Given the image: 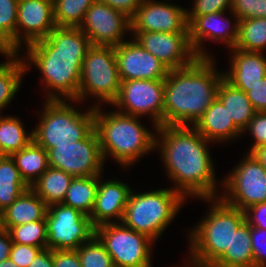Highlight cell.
<instances>
[{"label": "cell", "instance_id": "1", "mask_svg": "<svg viewBox=\"0 0 266 267\" xmlns=\"http://www.w3.org/2000/svg\"><path fill=\"white\" fill-rule=\"evenodd\" d=\"M156 134L155 146L161 151L168 178L175 182L173 189L184 198L218 197L210 141L193 126H160Z\"/></svg>", "mask_w": 266, "mask_h": 267}, {"label": "cell", "instance_id": "2", "mask_svg": "<svg viewBox=\"0 0 266 267\" xmlns=\"http://www.w3.org/2000/svg\"><path fill=\"white\" fill-rule=\"evenodd\" d=\"M91 46L79 27L57 26L46 38L26 46V68L34 64L42 73L49 92L46 100L77 99L82 63Z\"/></svg>", "mask_w": 266, "mask_h": 267}, {"label": "cell", "instance_id": "3", "mask_svg": "<svg viewBox=\"0 0 266 267\" xmlns=\"http://www.w3.org/2000/svg\"><path fill=\"white\" fill-rule=\"evenodd\" d=\"M216 70L213 57L169 70L164 79L163 126H193L197 122L217 97L224 72Z\"/></svg>", "mask_w": 266, "mask_h": 267}, {"label": "cell", "instance_id": "4", "mask_svg": "<svg viewBox=\"0 0 266 267\" xmlns=\"http://www.w3.org/2000/svg\"><path fill=\"white\" fill-rule=\"evenodd\" d=\"M100 107V104L94 106V129L104 160L111 155L119 164L127 167L144 154L156 150V134L140 124V117L119 111L102 113Z\"/></svg>", "mask_w": 266, "mask_h": 267}, {"label": "cell", "instance_id": "5", "mask_svg": "<svg viewBox=\"0 0 266 267\" xmlns=\"http://www.w3.org/2000/svg\"><path fill=\"white\" fill-rule=\"evenodd\" d=\"M203 200L210 202L212 207L189 233V260L195 264H214L232 246L233 234L246 221L245 212L220 197Z\"/></svg>", "mask_w": 266, "mask_h": 267}, {"label": "cell", "instance_id": "6", "mask_svg": "<svg viewBox=\"0 0 266 267\" xmlns=\"http://www.w3.org/2000/svg\"><path fill=\"white\" fill-rule=\"evenodd\" d=\"M173 188L131 193L121 223L150 239L157 240L185 201Z\"/></svg>", "mask_w": 266, "mask_h": 267}, {"label": "cell", "instance_id": "7", "mask_svg": "<svg viewBox=\"0 0 266 267\" xmlns=\"http://www.w3.org/2000/svg\"><path fill=\"white\" fill-rule=\"evenodd\" d=\"M66 100H46L33 140L46 151L84 139L94 129V105L80 113Z\"/></svg>", "mask_w": 266, "mask_h": 267}, {"label": "cell", "instance_id": "8", "mask_svg": "<svg viewBox=\"0 0 266 267\" xmlns=\"http://www.w3.org/2000/svg\"><path fill=\"white\" fill-rule=\"evenodd\" d=\"M120 86L115 47L92 45L82 63L78 96L74 102H81L91 95L100 103L112 105L118 98Z\"/></svg>", "mask_w": 266, "mask_h": 267}, {"label": "cell", "instance_id": "9", "mask_svg": "<svg viewBox=\"0 0 266 267\" xmlns=\"http://www.w3.org/2000/svg\"><path fill=\"white\" fill-rule=\"evenodd\" d=\"M95 235L111 256L114 267H151L153 240L122 223H105L95 227Z\"/></svg>", "mask_w": 266, "mask_h": 267}, {"label": "cell", "instance_id": "10", "mask_svg": "<svg viewBox=\"0 0 266 267\" xmlns=\"http://www.w3.org/2000/svg\"><path fill=\"white\" fill-rule=\"evenodd\" d=\"M47 248L77 250L95 235L91 219L62 203L48 206L46 213Z\"/></svg>", "mask_w": 266, "mask_h": 267}, {"label": "cell", "instance_id": "11", "mask_svg": "<svg viewBox=\"0 0 266 267\" xmlns=\"http://www.w3.org/2000/svg\"><path fill=\"white\" fill-rule=\"evenodd\" d=\"M233 171L224 178L225 192L220 198L235 208H247L266 202V169L251 154L247 153Z\"/></svg>", "mask_w": 266, "mask_h": 267}, {"label": "cell", "instance_id": "12", "mask_svg": "<svg viewBox=\"0 0 266 267\" xmlns=\"http://www.w3.org/2000/svg\"><path fill=\"white\" fill-rule=\"evenodd\" d=\"M49 167L73 177L100 175L104 165L98 135L93 129L84 139L47 150Z\"/></svg>", "mask_w": 266, "mask_h": 267}, {"label": "cell", "instance_id": "13", "mask_svg": "<svg viewBox=\"0 0 266 267\" xmlns=\"http://www.w3.org/2000/svg\"><path fill=\"white\" fill-rule=\"evenodd\" d=\"M112 106L117 107V111L130 116L142 117L148 114L150 117L151 115L153 128L157 130L158 127L163 126L164 80L121 81L118 98Z\"/></svg>", "mask_w": 266, "mask_h": 267}, {"label": "cell", "instance_id": "14", "mask_svg": "<svg viewBox=\"0 0 266 267\" xmlns=\"http://www.w3.org/2000/svg\"><path fill=\"white\" fill-rule=\"evenodd\" d=\"M79 28L89 38L91 45L117 46L131 30L130 18L123 12L96 0L85 13Z\"/></svg>", "mask_w": 266, "mask_h": 267}, {"label": "cell", "instance_id": "15", "mask_svg": "<svg viewBox=\"0 0 266 267\" xmlns=\"http://www.w3.org/2000/svg\"><path fill=\"white\" fill-rule=\"evenodd\" d=\"M133 38L169 70L193 64L196 55L189 33L133 32Z\"/></svg>", "mask_w": 266, "mask_h": 267}, {"label": "cell", "instance_id": "16", "mask_svg": "<svg viewBox=\"0 0 266 267\" xmlns=\"http://www.w3.org/2000/svg\"><path fill=\"white\" fill-rule=\"evenodd\" d=\"M130 21L131 32L189 33L187 10L168 2L143 0Z\"/></svg>", "mask_w": 266, "mask_h": 267}, {"label": "cell", "instance_id": "17", "mask_svg": "<svg viewBox=\"0 0 266 267\" xmlns=\"http://www.w3.org/2000/svg\"><path fill=\"white\" fill-rule=\"evenodd\" d=\"M119 77L126 80H164L169 69L135 39L114 46Z\"/></svg>", "mask_w": 266, "mask_h": 267}, {"label": "cell", "instance_id": "18", "mask_svg": "<svg viewBox=\"0 0 266 267\" xmlns=\"http://www.w3.org/2000/svg\"><path fill=\"white\" fill-rule=\"evenodd\" d=\"M55 27L53 0H19L16 53L20 51L23 41L28 46L46 38Z\"/></svg>", "mask_w": 266, "mask_h": 267}, {"label": "cell", "instance_id": "19", "mask_svg": "<svg viewBox=\"0 0 266 267\" xmlns=\"http://www.w3.org/2000/svg\"><path fill=\"white\" fill-rule=\"evenodd\" d=\"M224 13L216 12L202 16H187L190 42L199 58H212L201 46L204 39L210 38L213 41H224V44L229 49L235 47L238 39L239 20L235 16V20H233L235 23L232 25V22L224 18ZM231 25L233 26L232 28Z\"/></svg>", "mask_w": 266, "mask_h": 267}, {"label": "cell", "instance_id": "20", "mask_svg": "<svg viewBox=\"0 0 266 267\" xmlns=\"http://www.w3.org/2000/svg\"><path fill=\"white\" fill-rule=\"evenodd\" d=\"M100 176L98 175L96 199L89 217L95 227L110 223L113 218L120 222L131 193L127 184L114 179L101 182Z\"/></svg>", "mask_w": 266, "mask_h": 267}, {"label": "cell", "instance_id": "21", "mask_svg": "<svg viewBox=\"0 0 266 267\" xmlns=\"http://www.w3.org/2000/svg\"><path fill=\"white\" fill-rule=\"evenodd\" d=\"M229 70L224 73V78L236 88L247 93L261 78L266 76V57L263 52H247L235 48Z\"/></svg>", "mask_w": 266, "mask_h": 267}, {"label": "cell", "instance_id": "22", "mask_svg": "<svg viewBox=\"0 0 266 267\" xmlns=\"http://www.w3.org/2000/svg\"><path fill=\"white\" fill-rule=\"evenodd\" d=\"M193 127L210 142L229 141L243 133L217 97Z\"/></svg>", "mask_w": 266, "mask_h": 267}, {"label": "cell", "instance_id": "23", "mask_svg": "<svg viewBox=\"0 0 266 267\" xmlns=\"http://www.w3.org/2000/svg\"><path fill=\"white\" fill-rule=\"evenodd\" d=\"M48 205L31 189L24 191L0 214V225L6 229L46 218Z\"/></svg>", "mask_w": 266, "mask_h": 267}, {"label": "cell", "instance_id": "24", "mask_svg": "<svg viewBox=\"0 0 266 267\" xmlns=\"http://www.w3.org/2000/svg\"><path fill=\"white\" fill-rule=\"evenodd\" d=\"M217 98L226 107L234 124L243 132L256 112L247 93L236 88L223 77L217 89Z\"/></svg>", "mask_w": 266, "mask_h": 267}, {"label": "cell", "instance_id": "25", "mask_svg": "<svg viewBox=\"0 0 266 267\" xmlns=\"http://www.w3.org/2000/svg\"><path fill=\"white\" fill-rule=\"evenodd\" d=\"M22 179L31 187L49 167L47 151L32 140L26 147L10 155Z\"/></svg>", "mask_w": 266, "mask_h": 267}, {"label": "cell", "instance_id": "26", "mask_svg": "<svg viewBox=\"0 0 266 267\" xmlns=\"http://www.w3.org/2000/svg\"><path fill=\"white\" fill-rule=\"evenodd\" d=\"M73 178L62 170L48 167L30 188L48 206L54 203H62Z\"/></svg>", "mask_w": 266, "mask_h": 267}, {"label": "cell", "instance_id": "27", "mask_svg": "<svg viewBox=\"0 0 266 267\" xmlns=\"http://www.w3.org/2000/svg\"><path fill=\"white\" fill-rule=\"evenodd\" d=\"M5 56L6 62L0 64V114L17 94L22 76L28 71L18 53L7 52Z\"/></svg>", "mask_w": 266, "mask_h": 267}, {"label": "cell", "instance_id": "28", "mask_svg": "<svg viewBox=\"0 0 266 267\" xmlns=\"http://www.w3.org/2000/svg\"><path fill=\"white\" fill-rule=\"evenodd\" d=\"M214 265L217 267H253L250 225L246 221L233 234L232 246Z\"/></svg>", "mask_w": 266, "mask_h": 267}, {"label": "cell", "instance_id": "29", "mask_svg": "<svg viewBox=\"0 0 266 267\" xmlns=\"http://www.w3.org/2000/svg\"><path fill=\"white\" fill-rule=\"evenodd\" d=\"M30 187L9 155L0 159V214Z\"/></svg>", "mask_w": 266, "mask_h": 267}, {"label": "cell", "instance_id": "30", "mask_svg": "<svg viewBox=\"0 0 266 267\" xmlns=\"http://www.w3.org/2000/svg\"><path fill=\"white\" fill-rule=\"evenodd\" d=\"M98 189V175L74 177L62 204L90 217Z\"/></svg>", "mask_w": 266, "mask_h": 267}, {"label": "cell", "instance_id": "31", "mask_svg": "<svg viewBox=\"0 0 266 267\" xmlns=\"http://www.w3.org/2000/svg\"><path fill=\"white\" fill-rule=\"evenodd\" d=\"M26 132L17 117L0 115V152L10 156L26 147L33 140V131Z\"/></svg>", "mask_w": 266, "mask_h": 267}, {"label": "cell", "instance_id": "32", "mask_svg": "<svg viewBox=\"0 0 266 267\" xmlns=\"http://www.w3.org/2000/svg\"><path fill=\"white\" fill-rule=\"evenodd\" d=\"M234 48L247 52H263L266 49V18L240 20Z\"/></svg>", "mask_w": 266, "mask_h": 267}, {"label": "cell", "instance_id": "33", "mask_svg": "<svg viewBox=\"0 0 266 267\" xmlns=\"http://www.w3.org/2000/svg\"><path fill=\"white\" fill-rule=\"evenodd\" d=\"M96 0H53L57 27H79L85 13Z\"/></svg>", "mask_w": 266, "mask_h": 267}, {"label": "cell", "instance_id": "34", "mask_svg": "<svg viewBox=\"0 0 266 267\" xmlns=\"http://www.w3.org/2000/svg\"><path fill=\"white\" fill-rule=\"evenodd\" d=\"M19 0H0V45L16 53V24Z\"/></svg>", "mask_w": 266, "mask_h": 267}, {"label": "cell", "instance_id": "35", "mask_svg": "<svg viewBox=\"0 0 266 267\" xmlns=\"http://www.w3.org/2000/svg\"><path fill=\"white\" fill-rule=\"evenodd\" d=\"M8 231L13 243L31 245L42 250L47 248L46 218L13 226Z\"/></svg>", "mask_w": 266, "mask_h": 267}, {"label": "cell", "instance_id": "36", "mask_svg": "<svg viewBox=\"0 0 266 267\" xmlns=\"http://www.w3.org/2000/svg\"><path fill=\"white\" fill-rule=\"evenodd\" d=\"M76 251L82 267H114L111 256L96 235Z\"/></svg>", "mask_w": 266, "mask_h": 267}, {"label": "cell", "instance_id": "37", "mask_svg": "<svg viewBox=\"0 0 266 267\" xmlns=\"http://www.w3.org/2000/svg\"><path fill=\"white\" fill-rule=\"evenodd\" d=\"M230 11L238 20L266 18V0H233Z\"/></svg>", "mask_w": 266, "mask_h": 267}, {"label": "cell", "instance_id": "38", "mask_svg": "<svg viewBox=\"0 0 266 267\" xmlns=\"http://www.w3.org/2000/svg\"><path fill=\"white\" fill-rule=\"evenodd\" d=\"M253 267H266V229L250 226Z\"/></svg>", "mask_w": 266, "mask_h": 267}, {"label": "cell", "instance_id": "39", "mask_svg": "<svg viewBox=\"0 0 266 267\" xmlns=\"http://www.w3.org/2000/svg\"><path fill=\"white\" fill-rule=\"evenodd\" d=\"M233 0H194L193 8L187 10V16H202L231 9Z\"/></svg>", "mask_w": 266, "mask_h": 267}, {"label": "cell", "instance_id": "40", "mask_svg": "<svg viewBox=\"0 0 266 267\" xmlns=\"http://www.w3.org/2000/svg\"><path fill=\"white\" fill-rule=\"evenodd\" d=\"M246 130L250 131V134L255 140L253 145L249 148L251 152L254 148L266 145V111L255 112L254 117L250 120Z\"/></svg>", "mask_w": 266, "mask_h": 267}, {"label": "cell", "instance_id": "41", "mask_svg": "<svg viewBox=\"0 0 266 267\" xmlns=\"http://www.w3.org/2000/svg\"><path fill=\"white\" fill-rule=\"evenodd\" d=\"M41 250L39 247L13 243L9 259L19 267H28Z\"/></svg>", "mask_w": 266, "mask_h": 267}, {"label": "cell", "instance_id": "42", "mask_svg": "<svg viewBox=\"0 0 266 267\" xmlns=\"http://www.w3.org/2000/svg\"><path fill=\"white\" fill-rule=\"evenodd\" d=\"M247 96L256 112L266 111V76L259 83L251 87Z\"/></svg>", "mask_w": 266, "mask_h": 267}, {"label": "cell", "instance_id": "43", "mask_svg": "<svg viewBox=\"0 0 266 267\" xmlns=\"http://www.w3.org/2000/svg\"><path fill=\"white\" fill-rule=\"evenodd\" d=\"M244 212L245 220L250 226L266 229V202L255 204Z\"/></svg>", "mask_w": 266, "mask_h": 267}, {"label": "cell", "instance_id": "44", "mask_svg": "<svg viewBox=\"0 0 266 267\" xmlns=\"http://www.w3.org/2000/svg\"><path fill=\"white\" fill-rule=\"evenodd\" d=\"M53 267H82L76 250H54Z\"/></svg>", "mask_w": 266, "mask_h": 267}, {"label": "cell", "instance_id": "45", "mask_svg": "<svg viewBox=\"0 0 266 267\" xmlns=\"http://www.w3.org/2000/svg\"><path fill=\"white\" fill-rule=\"evenodd\" d=\"M103 2L113 9L119 10L131 18L138 6L143 2V0H98Z\"/></svg>", "mask_w": 266, "mask_h": 267}, {"label": "cell", "instance_id": "46", "mask_svg": "<svg viewBox=\"0 0 266 267\" xmlns=\"http://www.w3.org/2000/svg\"><path fill=\"white\" fill-rule=\"evenodd\" d=\"M13 242L8 229L0 225V262L9 259Z\"/></svg>", "mask_w": 266, "mask_h": 267}, {"label": "cell", "instance_id": "47", "mask_svg": "<svg viewBox=\"0 0 266 267\" xmlns=\"http://www.w3.org/2000/svg\"><path fill=\"white\" fill-rule=\"evenodd\" d=\"M28 267H53V250H41Z\"/></svg>", "mask_w": 266, "mask_h": 267}, {"label": "cell", "instance_id": "48", "mask_svg": "<svg viewBox=\"0 0 266 267\" xmlns=\"http://www.w3.org/2000/svg\"><path fill=\"white\" fill-rule=\"evenodd\" d=\"M251 153L258 162L266 169V145L254 148Z\"/></svg>", "mask_w": 266, "mask_h": 267}, {"label": "cell", "instance_id": "49", "mask_svg": "<svg viewBox=\"0 0 266 267\" xmlns=\"http://www.w3.org/2000/svg\"><path fill=\"white\" fill-rule=\"evenodd\" d=\"M0 267H19L16 263L11 261L10 259L1 261L0 262Z\"/></svg>", "mask_w": 266, "mask_h": 267}, {"label": "cell", "instance_id": "50", "mask_svg": "<svg viewBox=\"0 0 266 267\" xmlns=\"http://www.w3.org/2000/svg\"><path fill=\"white\" fill-rule=\"evenodd\" d=\"M190 266L189 267H217L214 264H195L189 262Z\"/></svg>", "mask_w": 266, "mask_h": 267}, {"label": "cell", "instance_id": "51", "mask_svg": "<svg viewBox=\"0 0 266 267\" xmlns=\"http://www.w3.org/2000/svg\"><path fill=\"white\" fill-rule=\"evenodd\" d=\"M6 53V50L0 45V54L5 55Z\"/></svg>", "mask_w": 266, "mask_h": 267}]
</instances>
